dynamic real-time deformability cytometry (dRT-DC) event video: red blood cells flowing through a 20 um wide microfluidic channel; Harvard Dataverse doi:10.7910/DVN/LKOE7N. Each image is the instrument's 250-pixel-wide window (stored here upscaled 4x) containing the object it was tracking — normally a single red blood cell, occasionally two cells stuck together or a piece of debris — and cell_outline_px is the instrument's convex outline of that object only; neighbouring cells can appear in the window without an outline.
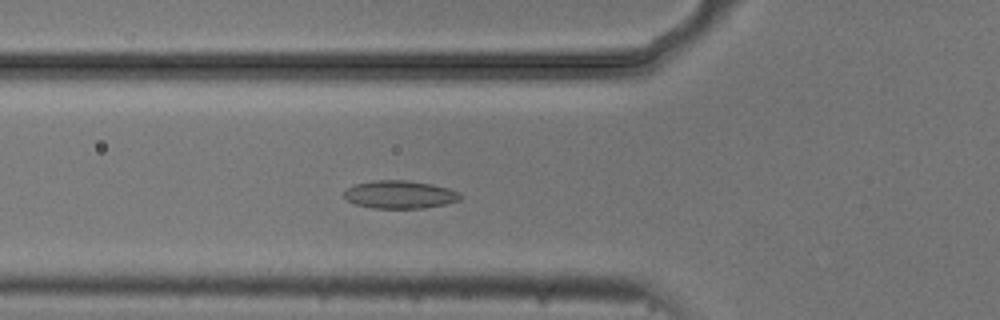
{"species": "common noctule bat (a hibernating species)", "species_latin": "Nyctalus noctula", "temperature_condition": "cold", "stored_images_in_passage": 44, "camera_frame_rate_fps": 3000, "um_per_image_px": 0.085, "animal": {"sex": "male", "body_mass_g": 20.5, "forearm_length_mm": 52.5}, "frame": {"image": 1, "passage_image": 9, "time_ms": 2.667, "image_size_px": [1000, 320], "cell_outline_px": [[464, 196], [460, 200], [448, 204], [424, 208], [372, 208], [356, 204], [348, 200], [344, 196], [344, 192], [348, 188], [356, 184], [376, 180], [408, 180], [432, 184], [448, 188], [460, 192]], "centroid_in_image_um": [34.06, 16.54], "position_along_channel_um": 91.7, "area_um2": 19.02}}
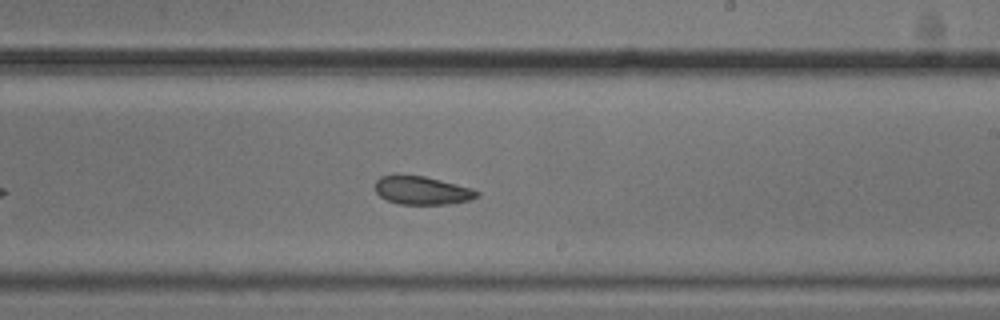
{"frame": {"image": 2, "passage_image": 22, "time_ms": 7.0, "image_size_px": [1000, 320], "cell_outline_px": [[480, 196], [468, 200], [448, 204], [400, 204], [388, 200], [380, 196], [376, 192], [376, 180], [380, 176], [424, 176], [472, 188], [480, 192]], "centroid_in_image_um": [35.9, 16.2], "position_along_channel_um": 253.1, "area_um2": 16.47}}
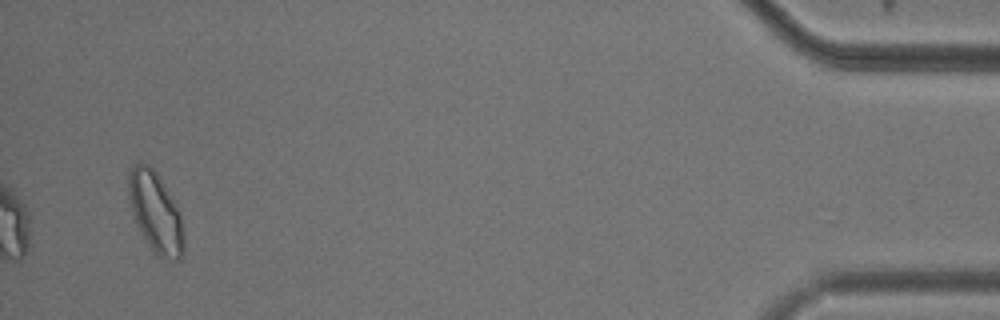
{"frame": {"image": 3, "passage_image": 42, "time_ms": 13.667, "image_size_px": [1000, 320], "cell_outline_px": [[184, 252], [180, 260], [172, 260], [160, 256], [148, 244], [140, 232], [136, 224], [128, 196], [128, 172], [132, 164], [140, 160], [148, 164], [156, 172], [176, 204], [180, 216], [184, 236]], "centroid_in_image_um": [13.2, 18.0], "position_along_channel_um": 422.0, "area_um2": 25.89}, "authors_computed_cell_mechanics": {"area_um2": 18.785, "velocity_mm_per_s": 3.7207, "shape_relaxation_time_tau1_ms": null, "shape_relaxation_time_tau2_ms": 3.2443, "deformation_change_tau1": null, "deformation_change_tau2": 0.0811}}